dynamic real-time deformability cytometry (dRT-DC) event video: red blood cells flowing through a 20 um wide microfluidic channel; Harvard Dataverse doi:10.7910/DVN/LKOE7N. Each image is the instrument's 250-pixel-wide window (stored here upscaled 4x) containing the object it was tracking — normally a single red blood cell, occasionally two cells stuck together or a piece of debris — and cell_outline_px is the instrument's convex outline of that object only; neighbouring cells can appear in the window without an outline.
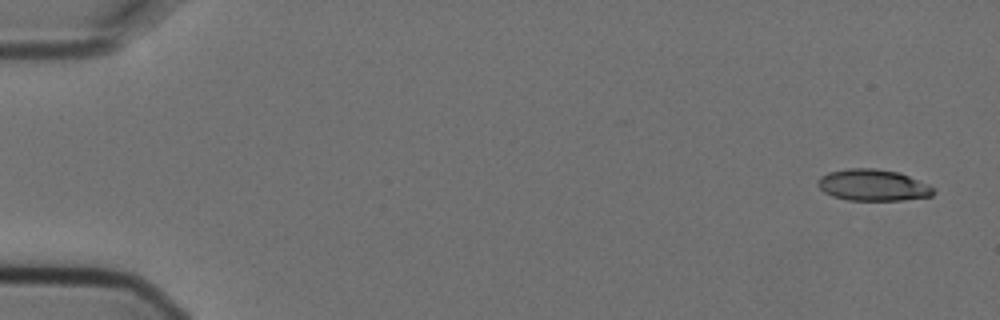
{"species": "Egyptian fruit bat (a non-hibernating species)", "species_latin": "Rousettus aegyptiacus", "temperature_condition": "cold", "stored_images_in_passage": 6, "camera_frame_rate_fps": 3000, "um_per_image_px": 0.085, "animal": {"sex": "female"}, "frame": {"image": 1, "passage_image": 1, "time_ms": 0.0, "image_size_px": [1000, 320], "cell_outline_px": [[936, 192], [932, 196], [904, 200], [848, 200], [832, 196], [824, 192], [816, 184], [816, 180], [820, 176], [828, 172], [848, 168], [872, 168], [900, 172], [928, 184], [936, 188]], "centroid_in_image_um": [74.21, 15.73], "position_along_channel_um": 10.8, "area_um2": 21.5}}